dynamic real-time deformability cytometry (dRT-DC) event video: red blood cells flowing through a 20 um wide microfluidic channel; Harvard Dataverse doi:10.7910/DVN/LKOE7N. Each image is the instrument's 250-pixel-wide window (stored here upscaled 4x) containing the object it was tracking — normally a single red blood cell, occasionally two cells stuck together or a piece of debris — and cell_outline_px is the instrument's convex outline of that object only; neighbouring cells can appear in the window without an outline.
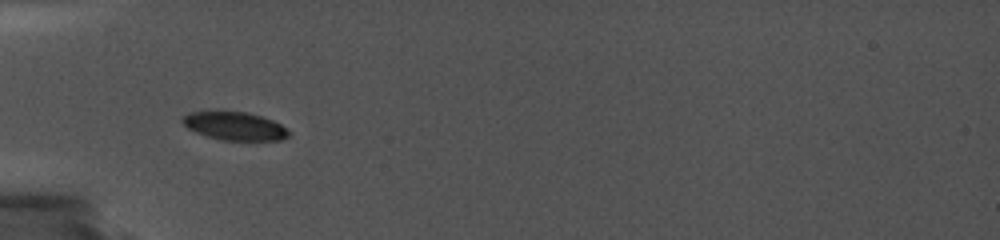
{"species": "common noctule bat (a hibernating species)", "species_latin": "Nyctalus noctula", "temperature_condition": "cold", "stored_images_in_passage": 38, "camera_frame_rate_fps": 5000, "um_per_image_px": 0.085, "animal": {"sex": "female", "body_mass_g": 19.0, "forearm_length_mm": 56.7}, "frame": {"image": 1, "passage_image": 1, "time_ms": 0.0, "image_size_px": [1000, 240], "cell_outline_px": [[288, 136], [280, 140], [224, 140], [208, 136], [196, 132], [188, 128], [180, 120], [184, 116], [192, 112], [248, 112], [272, 120], [280, 124], [288, 132]], "centroid_in_image_um": [19.94, 10.72], "position_along_channel_um": 65.1, "area_um2": 16.99}}
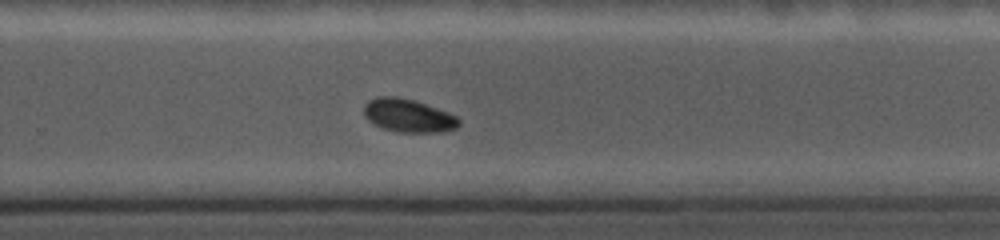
{"frame": {"image": 2, "passage_image": 22, "time_ms": 6.4, "image_size_px": [1000, 240], "cell_outline_px": [[460, 124], [456, 128], [444, 132], [396, 132], [372, 124], [364, 116], [364, 104], [368, 100], [376, 96], [396, 96], [412, 100], [448, 112], [456, 116], [460, 120]], "centroid_in_image_um": [34.67, 9.83], "position_along_channel_um": 295.1, "area_um2": 18.44}}
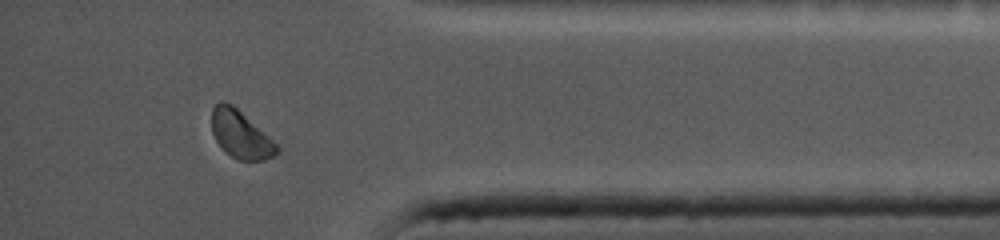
{"frame": {"image": 3, "passage_image": 34, "time_ms": 9.8, "image_size_px": [1000, 240], "cell_outline_px": [[280, 152], [264, 160], [240, 160], [232, 156], [216, 140], [212, 132], [212, 108], [220, 100], [224, 100], [232, 104], [272, 140], [280, 148]], "centroid_in_image_um": [20.44, 11.41], "position_along_channel_um": 414.8, "area_um2": 17.57}}